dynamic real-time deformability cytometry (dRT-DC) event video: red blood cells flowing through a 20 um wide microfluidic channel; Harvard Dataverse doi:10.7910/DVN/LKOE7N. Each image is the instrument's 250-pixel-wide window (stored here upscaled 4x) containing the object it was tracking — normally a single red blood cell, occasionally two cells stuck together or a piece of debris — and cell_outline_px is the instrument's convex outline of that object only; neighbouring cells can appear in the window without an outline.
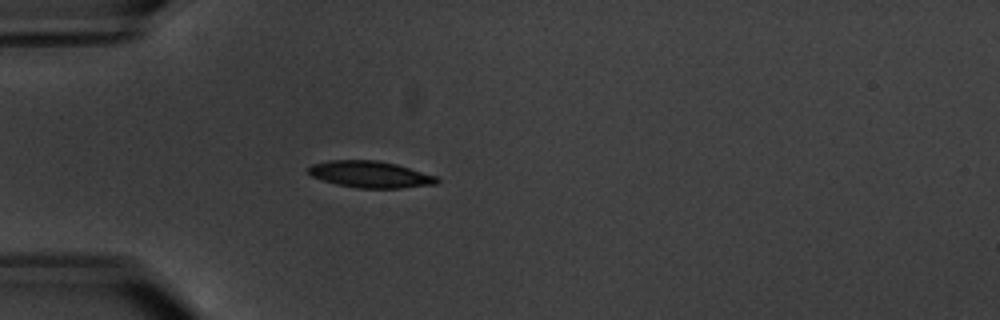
{"species": "common noctule bat (a hibernating species)", "species_latin": "Nyctalus noctula", "temperature_condition": "warm", "stored_images_in_passage": 1, "camera_frame_rate_fps": 3000, "um_per_image_px": 0.085, "animal": {"sex": "male", "body_mass_g": 20.1, "forearm_length_mm": 53.5}, "frame": {"image": 1, "passage_image": 1, "time_ms": 0.0, "image_size_px": [1000, 320], "cell_outline_px": [[440, 180], [436, 184], [400, 188], [360, 188], [336, 184], [312, 176], [304, 168], [312, 164], [328, 160], [376, 160], [396, 164], [436, 176]], "centroid_in_image_um": [31.44, 14.81], "position_along_channel_um": 53.6, "area_um2": 19.88}}